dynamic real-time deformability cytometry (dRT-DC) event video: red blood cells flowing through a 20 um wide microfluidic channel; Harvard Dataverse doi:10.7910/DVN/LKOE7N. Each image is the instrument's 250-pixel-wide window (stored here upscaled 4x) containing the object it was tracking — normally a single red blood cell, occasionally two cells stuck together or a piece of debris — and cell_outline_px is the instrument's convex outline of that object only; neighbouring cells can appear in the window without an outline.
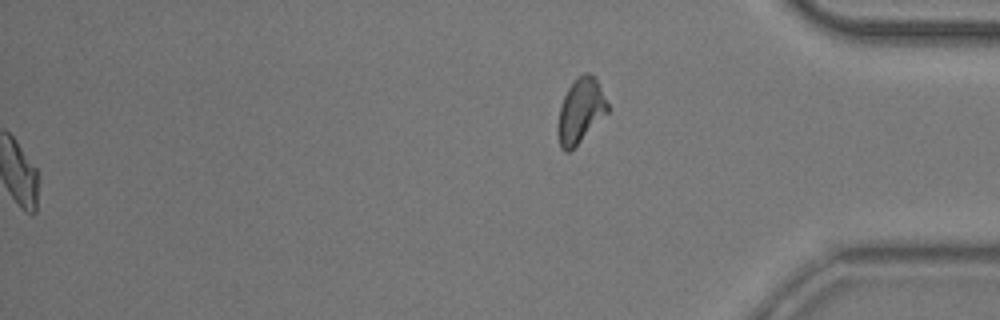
{"species": "common noctule bat (a hibernating species)", "species_latin": "Nyctalus noctula", "temperature_condition": "room temperature", "stored_images_in_passage": 55, "segment_of_instrument_passage": [2, 2], "camera_frame_rate_fps": 3000, "um_per_image_px": 0.085, "animal": {"sex": "male", "body_mass_g": 20.5, "forearm_length_mm": 52.5}, "frame": {"image": 1, "passage_image": 55, "time_ms": 18.0, "image_size_px": [1000, 320], "cell_outline_px": [[608, 112], [568, 152], [564, 152], [560, 148], [556, 132], [556, 124], [560, 108], [564, 96], [568, 88], [584, 72], [588, 72], [596, 76], [608, 104]], "centroid_in_image_um": [49.32, 9.41], "position_along_channel_um": 385.9, "area_um2": 18.55}}